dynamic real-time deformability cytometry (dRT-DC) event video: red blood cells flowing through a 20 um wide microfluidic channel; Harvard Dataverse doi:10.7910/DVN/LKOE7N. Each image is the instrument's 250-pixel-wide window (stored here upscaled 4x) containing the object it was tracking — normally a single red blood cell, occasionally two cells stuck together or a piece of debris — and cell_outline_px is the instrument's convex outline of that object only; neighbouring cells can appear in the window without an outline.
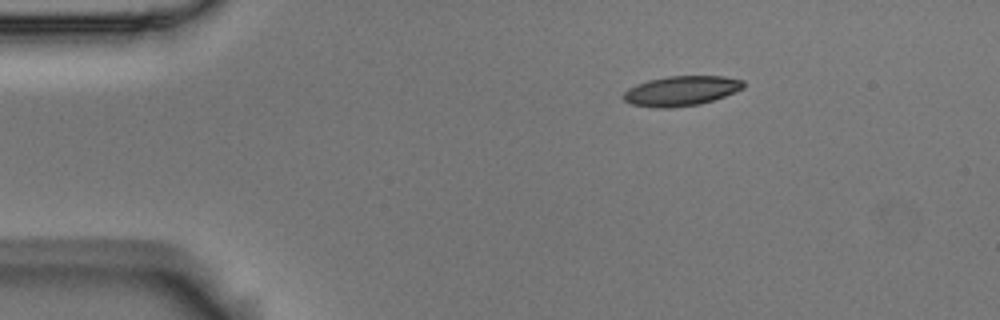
{"species": "Egyptian fruit bat (a non-hibernating species)", "species_latin": "Rousettus aegyptiacus", "temperature_condition": "room temperature", "stored_images_in_passage": 3, "camera_frame_rate_fps": 3000, "um_per_image_px": 0.085, "animal": {"sex": "male"}, "frame": {"image": 1, "passage_image": 1, "time_ms": 0.0, "image_size_px": [1000, 320], "cell_outline_px": [[744, 88], [724, 96], [700, 104], [664, 108], [656, 108], [632, 104], [624, 100], [620, 96], [628, 88], [636, 84], [648, 80], [668, 76], [724, 76], [744, 80]], "centroid_in_image_um": [57.88, 7.71], "position_along_channel_um": 27.1, "area_um2": 20.87}}